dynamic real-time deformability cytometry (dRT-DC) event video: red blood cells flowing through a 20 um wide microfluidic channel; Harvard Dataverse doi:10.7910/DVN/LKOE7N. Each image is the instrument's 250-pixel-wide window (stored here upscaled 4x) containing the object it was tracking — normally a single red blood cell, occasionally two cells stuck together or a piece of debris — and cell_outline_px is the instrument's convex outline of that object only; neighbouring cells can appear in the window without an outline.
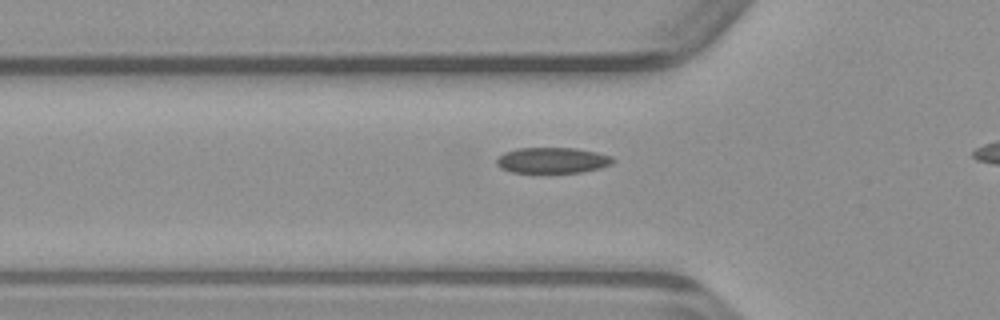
{"species": "common noctule bat (a hibernating species)", "species_latin": "Nyctalus noctula", "temperature_condition": "warm", "stored_images_in_passage": 30, "camera_frame_rate_fps": 3000, "um_per_image_px": 0.085, "animal": {"sex": "male", "body_mass_g": 23.1, "forearm_length_mm": 52.7}, "frame": {"image": 1, "passage_image": 10, "time_ms": 3.0, "image_size_px": [1000, 320], "cell_outline_px": [[616, 160], [612, 164], [600, 168], [580, 172], [512, 172], [500, 168], [496, 164], [496, 160], [504, 152], [516, 148], [576, 148], [596, 152], [612, 156]], "centroid_in_image_um": [46.96, 13.62], "position_along_channel_um": 78.8, "area_um2": 17.46}}
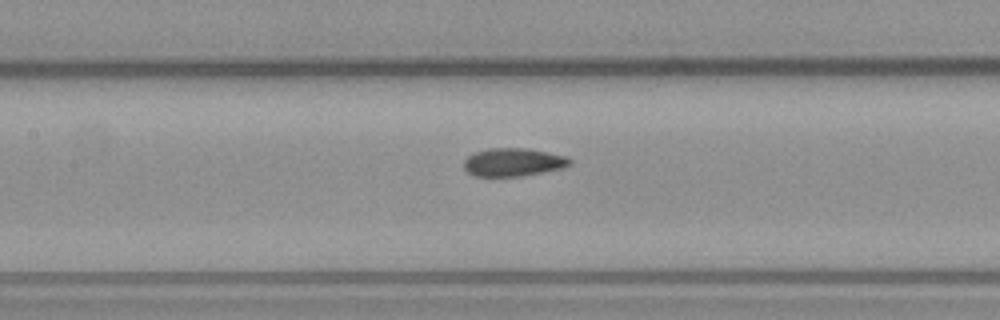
{"frame": {"image": 2, "passage_image": 16, "time_ms": 5.0, "image_size_px": [1000, 320], "cell_outline_px": [[572, 164], [564, 168], [520, 176], [476, 176], [468, 172], [464, 168], [464, 160], [468, 156], [476, 152], [488, 148], [528, 148], [568, 156], [572, 160]], "centroid_in_image_um": [43.67, 13.78], "position_along_channel_um": 163.7, "area_um2": 17.46}}
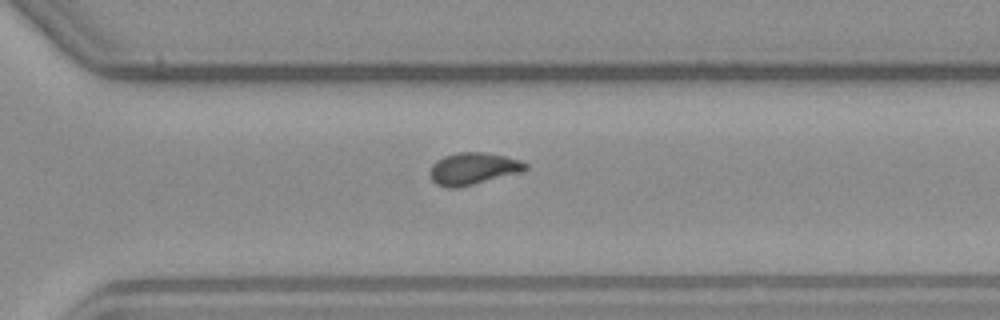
{"frame": {"image": 3, "passage_image": 28, "time_ms": 9.0, "image_size_px": [1000, 320], "cell_outline_px": [[528, 168], [520, 172], [460, 188], [448, 188], [436, 184], [432, 180], [428, 172], [432, 164], [436, 160], [444, 156], [456, 152], [484, 152], [504, 156], [520, 160], [528, 164]], "centroid_in_image_um": [40.17, 14.34], "position_along_channel_um": 330.4, "area_um2": 17.98}}